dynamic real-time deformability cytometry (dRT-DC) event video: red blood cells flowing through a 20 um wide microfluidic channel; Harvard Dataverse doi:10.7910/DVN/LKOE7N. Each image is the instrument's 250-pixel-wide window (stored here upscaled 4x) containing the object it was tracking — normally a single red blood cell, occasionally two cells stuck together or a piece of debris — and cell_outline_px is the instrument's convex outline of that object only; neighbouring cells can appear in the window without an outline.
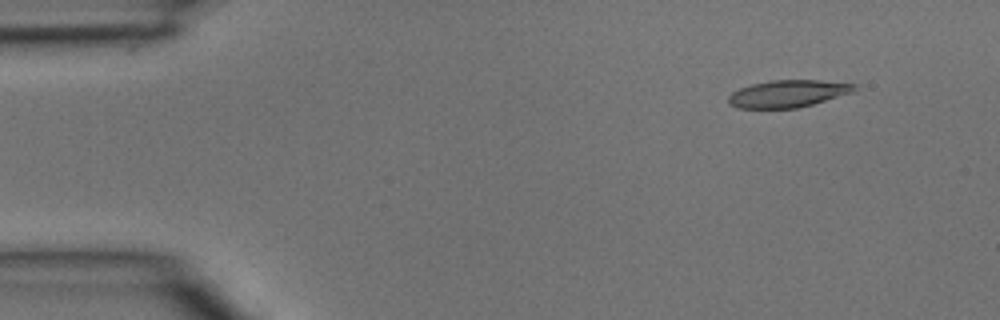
{"species": "common noctule bat (a hibernating species)", "species_latin": "Nyctalus noctula", "temperature_condition": "room temperature", "stored_images_in_passage": 4, "camera_frame_rate_fps": 3000, "um_per_image_px": 0.085, "animal": {"sex": "male", "body_mass_g": 15.6}, "frame": {"image": 1, "passage_image": 2, "time_ms": 0.333, "image_size_px": [1000, 320], "cell_outline_px": [[856, 88], [852, 92], [812, 104], [796, 108], [736, 108], [728, 104], [728, 96], [732, 92], [740, 88], [752, 84], [768, 80], [820, 80], [856, 84]], "centroid_in_image_um": [66.92, 7.96], "position_along_channel_um": 18.1, "area_um2": 19.88}}
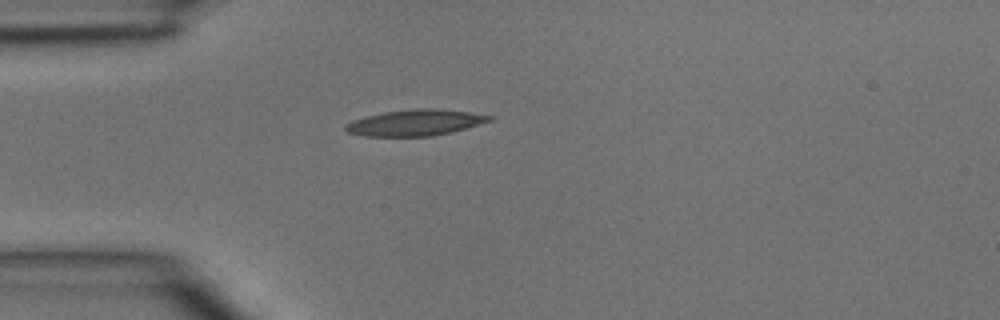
{"frame": {"image": 2, "passage_image": 4, "time_ms": 1.0, "image_size_px": [1000, 320], "cell_outline_px": [[492, 120], [452, 132], [432, 136], [364, 136], [348, 132], [344, 128], [344, 124], [352, 120], [364, 116], [384, 112], [416, 108], [440, 108], [468, 112], [492, 116]], "centroid_in_image_um": [35.25, 10.42], "position_along_channel_um": 49.7, "area_um2": 21.91}}